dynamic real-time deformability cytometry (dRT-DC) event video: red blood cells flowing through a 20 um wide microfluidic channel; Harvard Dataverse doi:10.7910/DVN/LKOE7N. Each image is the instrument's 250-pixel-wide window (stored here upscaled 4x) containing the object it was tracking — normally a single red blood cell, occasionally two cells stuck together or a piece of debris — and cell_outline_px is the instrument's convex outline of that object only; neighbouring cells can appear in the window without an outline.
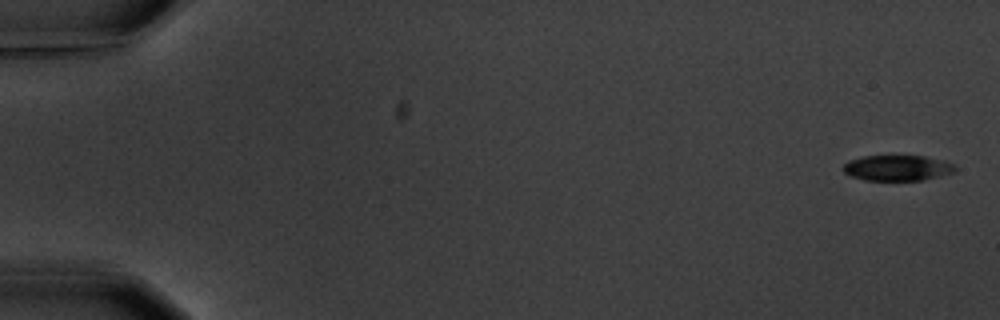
{"species": "common noctule bat (a hibernating species)", "species_latin": "Nyctalus noctula", "temperature_condition": "warm", "stored_images_in_passage": 5, "camera_frame_rate_fps": 3000, "um_per_image_px": 0.085, "animal": {"sex": "male", "body_mass_g": 20.1, "forearm_length_mm": 53.5}, "frame": {"image": 1, "passage_image": 1, "time_ms": 0.0, "image_size_px": [1000, 320], "cell_outline_px": [[956, 172], [924, 180], [864, 180], [848, 176], [840, 168], [844, 164], [852, 160], [864, 156], [924, 156], [944, 160], [956, 164]], "centroid_in_image_um": [76.3, 14.28], "position_along_channel_um": 8.7, "area_um2": 16.88}}
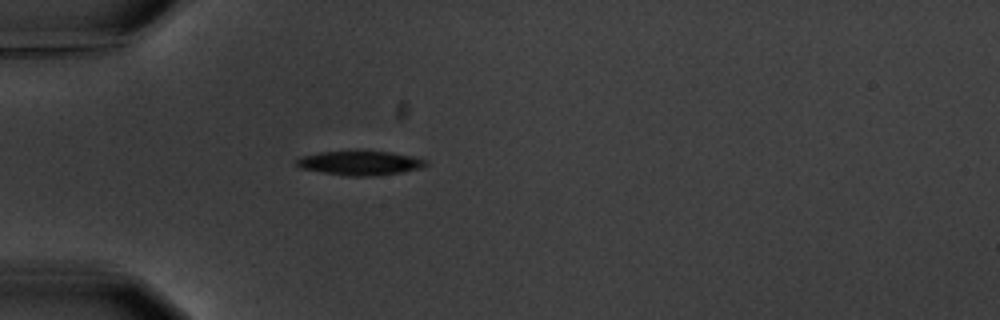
{"frame": {"image": 2, "passage_image": 5, "time_ms": 5.333, "image_size_px": [1000, 320], "cell_outline_px": [[428, 164], [424, 168], [400, 172], [372, 176], [348, 176], [300, 168], [292, 164], [292, 160], [300, 156], [320, 152], [356, 148], [392, 152], [412, 156], [428, 160]], "centroid_in_image_um": [30.55, 13.8], "position_along_channel_um": 54.4, "area_um2": 19.31}}